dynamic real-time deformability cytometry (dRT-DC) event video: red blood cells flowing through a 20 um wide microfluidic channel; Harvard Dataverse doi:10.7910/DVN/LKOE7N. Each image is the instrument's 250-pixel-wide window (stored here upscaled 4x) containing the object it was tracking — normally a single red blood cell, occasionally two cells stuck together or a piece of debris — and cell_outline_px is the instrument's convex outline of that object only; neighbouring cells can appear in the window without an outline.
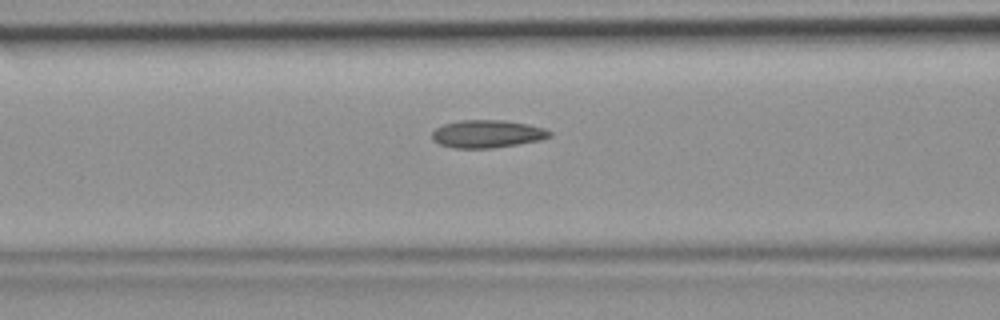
{"species": "common noctule bat (a hibernating species)", "species_latin": "Nyctalus noctula", "temperature_condition": "room temperature", "stored_images_in_passage": 46, "camera_frame_rate_fps": 3000, "um_per_image_px": 0.085, "animal": {"sex": "female", "body_mass_g": 19.9}, "frame": {"image": 1, "passage_image": 19, "time_ms": 6.0, "image_size_px": [1000, 320], "cell_outline_px": [[552, 136], [540, 140], [492, 148], [452, 148], [440, 144], [432, 140], [432, 132], [436, 128], [444, 124], [460, 120], [504, 120], [528, 124], [544, 128], [552, 132]], "centroid_in_image_um": [41.41, 11.38], "position_along_channel_um": 125.2, "area_um2": 19.02}}
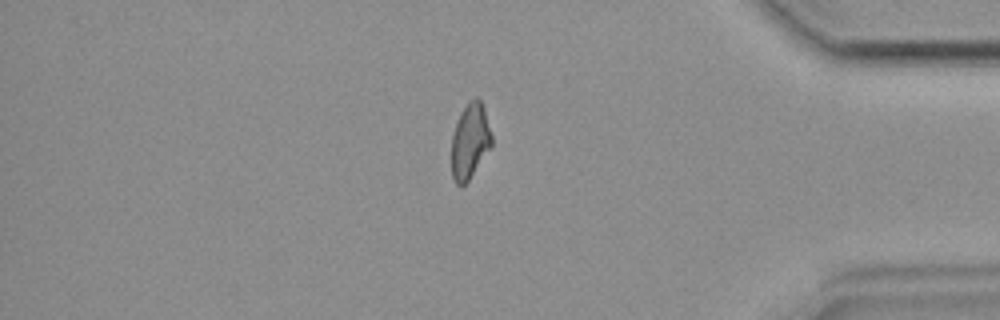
{"frame": {"image": 2, "passage_image": 39, "time_ms": 12.667, "image_size_px": [1000, 320], "cell_outline_px": [[492, 148], [468, 180], [464, 184], [456, 184], [452, 176], [452, 136], [460, 112], [468, 100], [476, 96], [480, 100], [484, 108], [492, 136]], "centroid_in_image_um": [39.97, 11.96], "position_along_channel_um": 395.2, "area_um2": 17.69}}
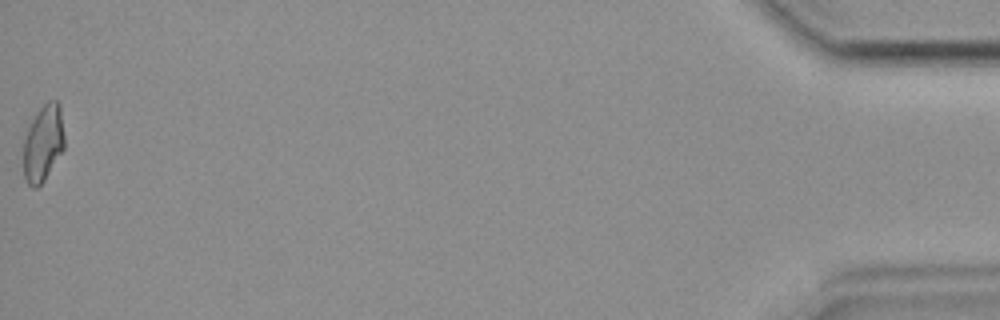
{"frame": {"image": 3, "passage_image": 46, "time_ms": 15.0, "image_size_px": [1000, 320], "cell_outline_px": [[64, 148], [44, 180], [36, 188], [32, 188], [28, 184], [24, 176], [24, 140], [28, 128], [36, 112], [48, 100], [56, 100], [60, 104], [64, 136]], "centroid_in_image_um": [3.68, 12.15], "position_along_channel_um": 431.5, "area_um2": 18.15}}